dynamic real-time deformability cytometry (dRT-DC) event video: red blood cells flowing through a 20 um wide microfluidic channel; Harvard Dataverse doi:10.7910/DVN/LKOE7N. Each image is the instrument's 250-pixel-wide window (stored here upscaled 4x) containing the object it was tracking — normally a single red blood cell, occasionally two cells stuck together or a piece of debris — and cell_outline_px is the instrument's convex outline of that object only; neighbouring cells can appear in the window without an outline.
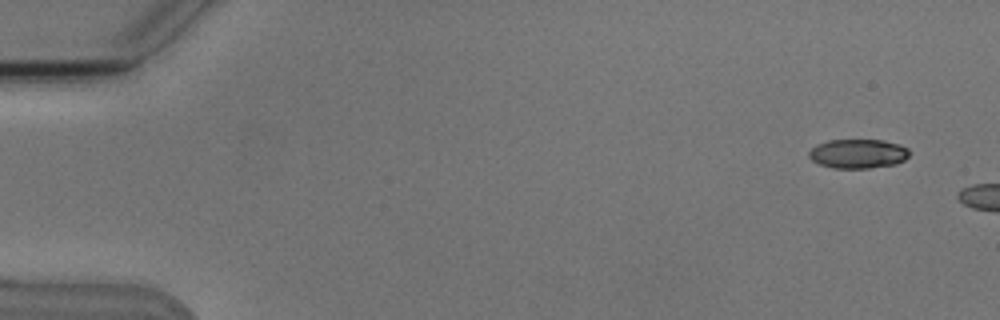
{"species": "Egyptian fruit bat (a non-hibernating species)", "species_latin": "Rousettus aegyptiacus", "temperature_condition": "cold", "stored_images_in_passage": 3, "camera_frame_rate_fps": 3000, "um_per_image_px": 0.085, "animal": {"sex": "male"}, "frame": {"image": 1, "passage_image": 1, "time_ms": 0.0, "image_size_px": [1000, 320], "cell_outline_px": [[912, 152], [904, 160], [896, 164], [868, 168], [832, 168], [820, 164], [812, 160], [808, 156], [808, 152], [816, 144], [828, 140], [884, 140], [900, 144], [908, 148]], "centroid_in_image_um": [72.95, 13.06], "position_along_channel_um": 12.1, "area_um2": 17.28}}